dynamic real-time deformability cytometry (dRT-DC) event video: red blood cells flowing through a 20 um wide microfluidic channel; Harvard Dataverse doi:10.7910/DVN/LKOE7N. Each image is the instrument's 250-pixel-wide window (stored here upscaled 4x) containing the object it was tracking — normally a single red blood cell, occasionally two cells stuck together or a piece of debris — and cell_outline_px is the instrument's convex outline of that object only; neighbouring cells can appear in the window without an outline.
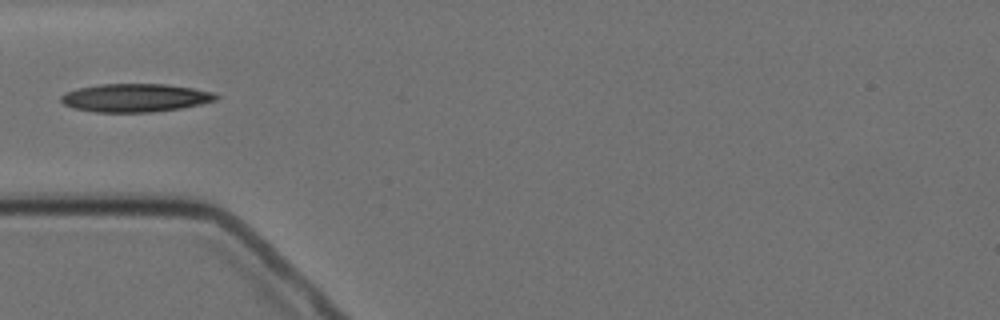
{"species": "Egyptian fruit bat (a non-hibernating species)", "species_latin": "Rousettus aegyptiacus", "temperature_condition": "cold", "stored_images_in_passage": 8, "camera_frame_rate_fps": 3000, "um_per_image_px": 0.085, "animal": {"sex": "female"}, "frame": {"image": 1, "passage_image": 4, "time_ms": 4.333, "image_size_px": [1000, 320], "cell_outline_px": [[220, 96], [216, 100], [200, 104], [180, 108], [152, 112], [96, 112], [76, 108], [64, 104], [60, 100], [60, 96], [64, 92], [80, 88], [100, 84], [168, 84], [216, 92]], "centroid_in_image_um": [11.53, 8.3], "position_along_channel_um": 73.5, "area_um2": 25.49}}
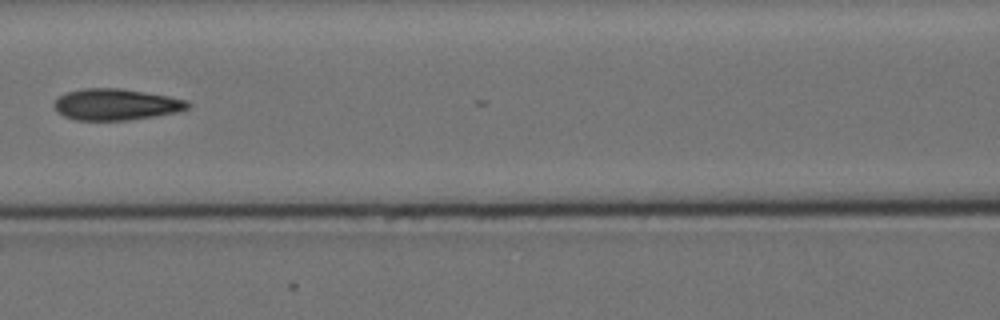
{"frame": {"image": 2, "passage_image": 6, "time_ms": 6.667, "image_size_px": [1000, 320], "cell_outline_px": [[192, 104], [188, 108], [176, 112], [128, 120], [76, 120], [64, 116], [56, 112], [56, 100], [64, 92], [84, 88], [120, 88], [168, 96], [188, 100]], "centroid_in_image_um": [9.86, 8.87], "position_along_channel_um": 156.7, "area_um2": 24.28}}
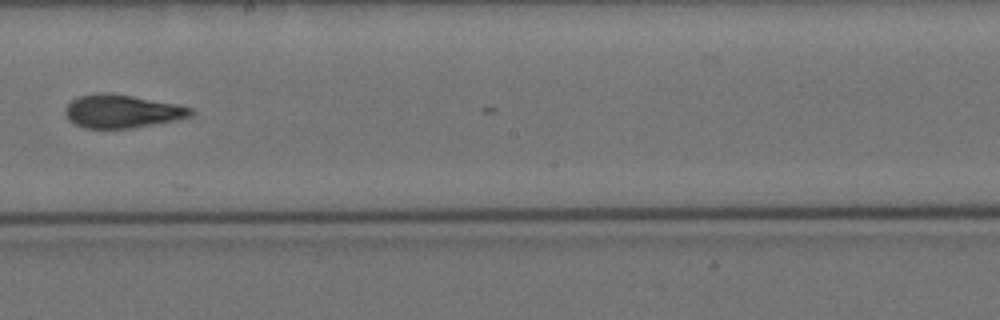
{"frame": {"image": 3, "passage_image": 8, "time_ms": 9.0, "image_size_px": [1000, 320], "cell_outline_px": [[196, 112], [192, 116], [176, 120], [132, 128], [84, 128], [68, 120], [64, 112], [64, 108], [72, 100], [80, 96], [100, 92], [104, 92], [132, 96], [176, 104], [192, 108]], "centroid_in_image_um": [10.37, 9.46], "position_along_channel_um": 237.8, "area_um2": 24.28}}